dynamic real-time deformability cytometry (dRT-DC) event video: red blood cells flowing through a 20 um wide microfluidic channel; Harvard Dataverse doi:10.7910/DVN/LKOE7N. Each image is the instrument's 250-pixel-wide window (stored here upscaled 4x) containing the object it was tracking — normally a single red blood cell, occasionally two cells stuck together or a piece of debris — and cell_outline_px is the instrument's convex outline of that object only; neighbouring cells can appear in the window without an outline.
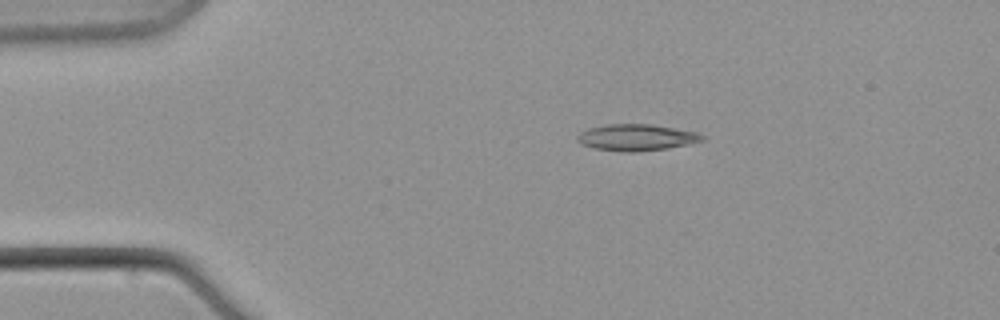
{"species": "common noctule bat (a hibernating species)", "species_latin": "Nyctalus noctula", "temperature_condition": "warm", "stored_images_in_passage": 5, "camera_frame_rate_fps": 3000, "um_per_image_px": 0.085, "animal": {"sex": "male", "body_mass_g": 21.5, "forearm_length_mm": 52.0}, "frame": {"image": 1, "passage_image": 1, "time_ms": 0.0, "image_size_px": [1000, 320], "cell_outline_px": [[704, 140], [688, 144], [668, 148], [636, 152], [620, 152], [596, 148], [580, 144], [576, 140], [576, 136], [580, 132], [588, 128], [608, 124], [652, 124], [696, 132], [704, 136]], "centroid_in_image_um": [54.06, 11.68], "position_along_channel_um": 30.9, "area_um2": 19.31}}
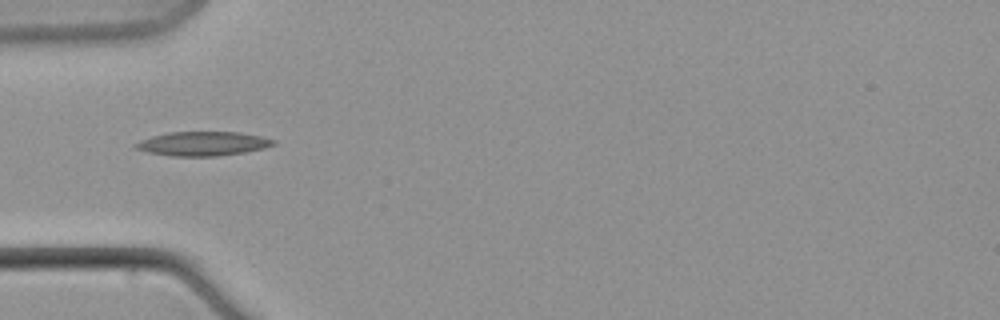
{"frame": {"image": 2, "passage_image": 3, "time_ms": 3.333, "image_size_px": [1000, 320], "cell_outline_px": [[276, 144], [264, 148], [244, 152], [216, 156], [172, 156], [148, 152], [136, 148], [132, 144], [140, 140], [152, 136], [168, 132], [240, 132], [260, 136], [276, 140]], "centroid_in_image_um": [17.24, 12.2], "position_along_channel_um": 67.8, "area_um2": 19.36}}
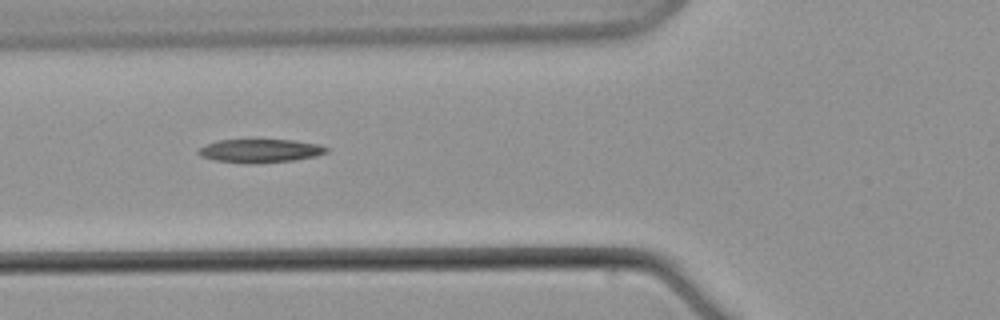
{"frame": {"image": 3, "passage_image": 4, "time_ms": 4.667, "image_size_px": [1000, 320], "cell_outline_px": [[328, 152], [316, 156], [296, 160], [256, 164], [244, 164], [216, 160], [200, 156], [196, 152], [200, 148], [216, 140], [256, 136], [296, 140], [320, 144], [328, 148]], "centroid_in_image_um": [22.12, 12.76], "position_along_channel_um": 103.7, "area_um2": 18.9}}